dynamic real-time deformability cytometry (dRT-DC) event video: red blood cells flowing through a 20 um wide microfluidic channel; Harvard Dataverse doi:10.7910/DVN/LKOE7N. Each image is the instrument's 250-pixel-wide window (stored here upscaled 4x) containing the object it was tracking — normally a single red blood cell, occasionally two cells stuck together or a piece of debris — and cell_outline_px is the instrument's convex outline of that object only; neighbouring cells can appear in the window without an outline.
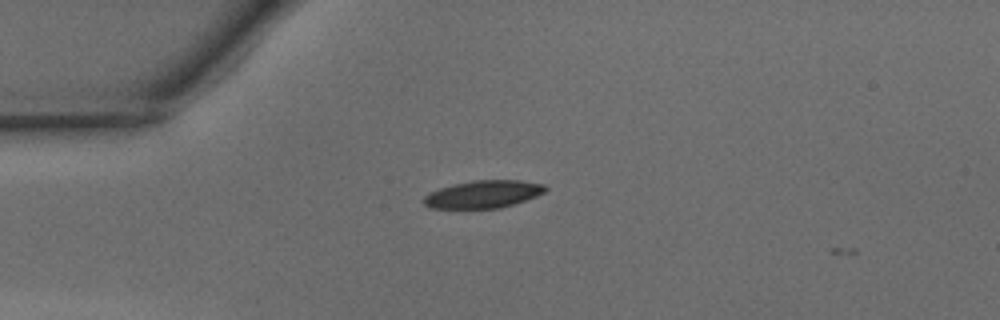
{"species": "common noctule bat (a hibernating species)", "species_latin": "Nyctalus noctula", "temperature_condition": "warm", "stored_images_in_passage": 4, "camera_frame_rate_fps": 3000, "um_per_image_px": 0.085, "animal": {"sex": "male", "body_mass_g": 15.6}, "frame": {"image": 1, "passage_image": 2, "time_ms": 0.333, "image_size_px": [1000, 320], "cell_outline_px": [[548, 188], [544, 192], [536, 196], [500, 208], [432, 208], [424, 204], [424, 196], [440, 188], [472, 180], [520, 180], [544, 184]], "centroid_in_image_um": [41.1, 16.5], "position_along_channel_um": 43.9, "area_um2": 19.25}}